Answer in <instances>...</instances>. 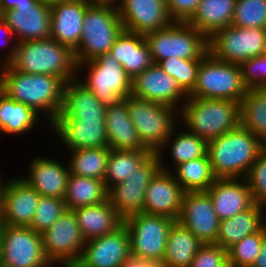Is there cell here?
Listing matches in <instances>:
<instances>
[{
  "mask_svg": "<svg viewBox=\"0 0 266 267\" xmlns=\"http://www.w3.org/2000/svg\"><path fill=\"white\" fill-rule=\"evenodd\" d=\"M64 86L65 82L60 77L22 73L10 64L0 66V90L37 114H44L42 118L46 119L48 127L61 111Z\"/></svg>",
  "mask_w": 266,
  "mask_h": 267,
  "instance_id": "6da1fadb",
  "label": "cell"
},
{
  "mask_svg": "<svg viewBox=\"0 0 266 267\" xmlns=\"http://www.w3.org/2000/svg\"><path fill=\"white\" fill-rule=\"evenodd\" d=\"M266 145L241 125L208 142L207 154L216 178H245Z\"/></svg>",
  "mask_w": 266,
  "mask_h": 267,
  "instance_id": "7a4b0ae2",
  "label": "cell"
},
{
  "mask_svg": "<svg viewBox=\"0 0 266 267\" xmlns=\"http://www.w3.org/2000/svg\"><path fill=\"white\" fill-rule=\"evenodd\" d=\"M16 71L60 77L65 83L77 78L75 51L52 38L19 42L9 63Z\"/></svg>",
  "mask_w": 266,
  "mask_h": 267,
  "instance_id": "3957f363",
  "label": "cell"
},
{
  "mask_svg": "<svg viewBox=\"0 0 266 267\" xmlns=\"http://www.w3.org/2000/svg\"><path fill=\"white\" fill-rule=\"evenodd\" d=\"M179 117L186 130L209 142L240 126V103L187 97Z\"/></svg>",
  "mask_w": 266,
  "mask_h": 267,
  "instance_id": "277c9868",
  "label": "cell"
},
{
  "mask_svg": "<svg viewBox=\"0 0 266 267\" xmlns=\"http://www.w3.org/2000/svg\"><path fill=\"white\" fill-rule=\"evenodd\" d=\"M82 38L74 50L77 63H83L110 53L123 23L115 4L91 3L82 24Z\"/></svg>",
  "mask_w": 266,
  "mask_h": 267,
  "instance_id": "5b68a950",
  "label": "cell"
},
{
  "mask_svg": "<svg viewBox=\"0 0 266 267\" xmlns=\"http://www.w3.org/2000/svg\"><path fill=\"white\" fill-rule=\"evenodd\" d=\"M77 71V80L106 107L118 105L131 96L132 79L110 53L79 63ZM82 71H86L87 77L80 78Z\"/></svg>",
  "mask_w": 266,
  "mask_h": 267,
  "instance_id": "8992f818",
  "label": "cell"
},
{
  "mask_svg": "<svg viewBox=\"0 0 266 267\" xmlns=\"http://www.w3.org/2000/svg\"><path fill=\"white\" fill-rule=\"evenodd\" d=\"M124 101L142 144L156 153L180 122L179 110L132 95Z\"/></svg>",
  "mask_w": 266,
  "mask_h": 267,
  "instance_id": "52a82bcc",
  "label": "cell"
},
{
  "mask_svg": "<svg viewBox=\"0 0 266 267\" xmlns=\"http://www.w3.org/2000/svg\"><path fill=\"white\" fill-rule=\"evenodd\" d=\"M144 37L155 64L169 57L203 59L209 53L208 38L188 22H173Z\"/></svg>",
  "mask_w": 266,
  "mask_h": 267,
  "instance_id": "ba28073f",
  "label": "cell"
},
{
  "mask_svg": "<svg viewBox=\"0 0 266 267\" xmlns=\"http://www.w3.org/2000/svg\"><path fill=\"white\" fill-rule=\"evenodd\" d=\"M246 92L239 65L217 60L208 53L200 61L196 84L188 97L240 103Z\"/></svg>",
  "mask_w": 266,
  "mask_h": 267,
  "instance_id": "9c48e42d",
  "label": "cell"
},
{
  "mask_svg": "<svg viewBox=\"0 0 266 267\" xmlns=\"http://www.w3.org/2000/svg\"><path fill=\"white\" fill-rule=\"evenodd\" d=\"M175 220L165 216L136 213L123 221L130 236L132 257L162 263L167 236Z\"/></svg>",
  "mask_w": 266,
  "mask_h": 267,
  "instance_id": "30bf717a",
  "label": "cell"
},
{
  "mask_svg": "<svg viewBox=\"0 0 266 267\" xmlns=\"http://www.w3.org/2000/svg\"><path fill=\"white\" fill-rule=\"evenodd\" d=\"M209 53L232 64L266 54V28L224 27L209 39Z\"/></svg>",
  "mask_w": 266,
  "mask_h": 267,
  "instance_id": "8fae6325",
  "label": "cell"
},
{
  "mask_svg": "<svg viewBox=\"0 0 266 267\" xmlns=\"http://www.w3.org/2000/svg\"><path fill=\"white\" fill-rule=\"evenodd\" d=\"M47 259L54 267H73L79 260L85 240L79 229L74 211H66L42 233Z\"/></svg>",
  "mask_w": 266,
  "mask_h": 267,
  "instance_id": "7c38bea8",
  "label": "cell"
},
{
  "mask_svg": "<svg viewBox=\"0 0 266 267\" xmlns=\"http://www.w3.org/2000/svg\"><path fill=\"white\" fill-rule=\"evenodd\" d=\"M0 263L7 267H54L44 253L41 233L10 225H5Z\"/></svg>",
  "mask_w": 266,
  "mask_h": 267,
  "instance_id": "4fadbf2b",
  "label": "cell"
},
{
  "mask_svg": "<svg viewBox=\"0 0 266 267\" xmlns=\"http://www.w3.org/2000/svg\"><path fill=\"white\" fill-rule=\"evenodd\" d=\"M160 169L158 156L152 153L126 181L108 189V200L123 219L143 212L146 189Z\"/></svg>",
  "mask_w": 266,
  "mask_h": 267,
  "instance_id": "5bb4252c",
  "label": "cell"
},
{
  "mask_svg": "<svg viewBox=\"0 0 266 267\" xmlns=\"http://www.w3.org/2000/svg\"><path fill=\"white\" fill-rule=\"evenodd\" d=\"M131 256L130 236L123 223L114 232L85 241L73 267H120Z\"/></svg>",
  "mask_w": 266,
  "mask_h": 267,
  "instance_id": "9a60e30c",
  "label": "cell"
},
{
  "mask_svg": "<svg viewBox=\"0 0 266 267\" xmlns=\"http://www.w3.org/2000/svg\"><path fill=\"white\" fill-rule=\"evenodd\" d=\"M203 244H215L220 220L206 191L185 192L177 220Z\"/></svg>",
  "mask_w": 266,
  "mask_h": 267,
  "instance_id": "2e32d148",
  "label": "cell"
},
{
  "mask_svg": "<svg viewBox=\"0 0 266 267\" xmlns=\"http://www.w3.org/2000/svg\"><path fill=\"white\" fill-rule=\"evenodd\" d=\"M0 16L12 29L17 43L50 38V5L41 0H27Z\"/></svg>",
  "mask_w": 266,
  "mask_h": 267,
  "instance_id": "e0dca14e",
  "label": "cell"
},
{
  "mask_svg": "<svg viewBox=\"0 0 266 267\" xmlns=\"http://www.w3.org/2000/svg\"><path fill=\"white\" fill-rule=\"evenodd\" d=\"M123 28L146 35L170 26L166 0H119L116 4Z\"/></svg>",
  "mask_w": 266,
  "mask_h": 267,
  "instance_id": "ac0fdd59",
  "label": "cell"
},
{
  "mask_svg": "<svg viewBox=\"0 0 266 267\" xmlns=\"http://www.w3.org/2000/svg\"><path fill=\"white\" fill-rule=\"evenodd\" d=\"M131 95L165 104L177 110H180L188 97L176 80L155 63L132 79Z\"/></svg>",
  "mask_w": 266,
  "mask_h": 267,
  "instance_id": "d6986e66",
  "label": "cell"
},
{
  "mask_svg": "<svg viewBox=\"0 0 266 267\" xmlns=\"http://www.w3.org/2000/svg\"><path fill=\"white\" fill-rule=\"evenodd\" d=\"M49 127L67 151L108 146L104 119H55Z\"/></svg>",
  "mask_w": 266,
  "mask_h": 267,
  "instance_id": "ffe728a7",
  "label": "cell"
},
{
  "mask_svg": "<svg viewBox=\"0 0 266 267\" xmlns=\"http://www.w3.org/2000/svg\"><path fill=\"white\" fill-rule=\"evenodd\" d=\"M184 193L173 173L160 169L146 189L143 212L177 221Z\"/></svg>",
  "mask_w": 266,
  "mask_h": 267,
  "instance_id": "44dd1931",
  "label": "cell"
},
{
  "mask_svg": "<svg viewBox=\"0 0 266 267\" xmlns=\"http://www.w3.org/2000/svg\"><path fill=\"white\" fill-rule=\"evenodd\" d=\"M16 177L5 184L1 219L5 225L30 227L40 195L20 176Z\"/></svg>",
  "mask_w": 266,
  "mask_h": 267,
  "instance_id": "7402d4cb",
  "label": "cell"
},
{
  "mask_svg": "<svg viewBox=\"0 0 266 267\" xmlns=\"http://www.w3.org/2000/svg\"><path fill=\"white\" fill-rule=\"evenodd\" d=\"M39 155L28 164V174L21 176L40 196L64 199L70 176L68 163ZM66 166V167H65ZM28 175V176H27Z\"/></svg>",
  "mask_w": 266,
  "mask_h": 267,
  "instance_id": "603a6c76",
  "label": "cell"
},
{
  "mask_svg": "<svg viewBox=\"0 0 266 267\" xmlns=\"http://www.w3.org/2000/svg\"><path fill=\"white\" fill-rule=\"evenodd\" d=\"M90 4L88 0H70L50 5V38L75 50L82 38V24Z\"/></svg>",
  "mask_w": 266,
  "mask_h": 267,
  "instance_id": "cb8c5ba5",
  "label": "cell"
},
{
  "mask_svg": "<svg viewBox=\"0 0 266 267\" xmlns=\"http://www.w3.org/2000/svg\"><path fill=\"white\" fill-rule=\"evenodd\" d=\"M206 192L219 220L232 218L255 203L245 178H217Z\"/></svg>",
  "mask_w": 266,
  "mask_h": 267,
  "instance_id": "d4e9b609",
  "label": "cell"
},
{
  "mask_svg": "<svg viewBox=\"0 0 266 267\" xmlns=\"http://www.w3.org/2000/svg\"><path fill=\"white\" fill-rule=\"evenodd\" d=\"M110 54L117 59L131 79L153 64L144 35L125 29L117 36Z\"/></svg>",
  "mask_w": 266,
  "mask_h": 267,
  "instance_id": "484cf974",
  "label": "cell"
},
{
  "mask_svg": "<svg viewBox=\"0 0 266 267\" xmlns=\"http://www.w3.org/2000/svg\"><path fill=\"white\" fill-rule=\"evenodd\" d=\"M106 106L77 78L65 83L63 105L56 119H105Z\"/></svg>",
  "mask_w": 266,
  "mask_h": 267,
  "instance_id": "4316f807",
  "label": "cell"
},
{
  "mask_svg": "<svg viewBox=\"0 0 266 267\" xmlns=\"http://www.w3.org/2000/svg\"><path fill=\"white\" fill-rule=\"evenodd\" d=\"M104 121L110 149L149 150L139 139L125 101L118 105L106 107Z\"/></svg>",
  "mask_w": 266,
  "mask_h": 267,
  "instance_id": "83f0119b",
  "label": "cell"
},
{
  "mask_svg": "<svg viewBox=\"0 0 266 267\" xmlns=\"http://www.w3.org/2000/svg\"><path fill=\"white\" fill-rule=\"evenodd\" d=\"M73 211L85 241L114 232L124 221L108 199L100 204L79 207Z\"/></svg>",
  "mask_w": 266,
  "mask_h": 267,
  "instance_id": "f1b7e54d",
  "label": "cell"
},
{
  "mask_svg": "<svg viewBox=\"0 0 266 267\" xmlns=\"http://www.w3.org/2000/svg\"><path fill=\"white\" fill-rule=\"evenodd\" d=\"M263 206L255 202L251 207L232 218L220 220L215 245L228 251L244 237L259 232L262 229Z\"/></svg>",
  "mask_w": 266,
  "mask_h": 267,
  "instance_id": "f546056e",
  "label": "cell"
},
{
  "mask_svg": "<svg viewBox=\"0 0 266 267\" xmlns=\"http://www.w3.org/2000/svg\"><path fill=\"white\" fill-rule=\"evenodd\" d=\"M161 170L171 171L185 192L207 191L217 179L213 173L208 154L176 167H166L163 156H158ZM164 164V165H163ZM170 168V169H169ZM173 169V170H172Z\"/></svg>",
  "mask_w": 266,
  "mask_h": 267,
  "instance_id": "4dcf8cb0",
  "label": "cell"
},
{
  "mask_svg": "<svg viewBox=\"0 0 266 267\" xmlns=\"http://www.w3.org/2000/svg\"><path fill=\"white\" fill-rule=\"evenodd\" d=\"M203 245L189 229L175 221L168 232L162 264L167 267H189Z\"/></svg>",
  "mask_w": 266,
  "mask_h": 267,
  "instance_id": "1f68e13d",
  "label": "cell"
},
{
  "mask_svg": "<svg viewBox=\"0 0 266 267\" xmlns=\"http://www.w3.org/2000/svg\"><path fill=\"white\" fill-rule=\"evenodd\" d=\"M237 0H201L188 21L208 39L218 30L232 25Z\"/></svg>",
  "mask_w": 266,
  "mask_h": 267,
  "instance_id": "d6a6232c",
  "label": "cell"
},
{
  "mask_svg": "<svg viewBox=\"0 0 266 267\" xmlns=\"http://www.w3.org/2000/svg\"><path fill=\"white\" fill-rule=\"evenodd\" d=\"M32 108L16 102L0 90V135H23L30 133L39 120ZM35 125V126H34ZM1 139V138H0Z\"/></svg>",
  "mask_w": 266,
  "mask_h": 267,
  "instance_id": "836d02e7",
  "label": "cell"
},
{
  "mask_svg": "<svg viewBox=\"0 0 266 267\" xmlns=\"http://www.w3.org/2000/svg\"><path fill=\"white\" fill-rule=\"evenodd\" d=\"M177 126L172 131L171 135L166 139L165 143L156 152L157 156H164L169 150L173 166H177L183 162L204 157L207 155L208 142L205 139L185 130L178 131ZM168 148V149H167ZM163 151L165 153H163Z\"/></svg>",
  "mask_w": 266,
  "mask_h": 267,
  "instance_id": "e575fe53",
  "label": "cell"
},
{
  "mask_svg": "<svg viewBox=\"0 0 266 267\" xmlns=\"http://www.w3.org/2000/svg\"><path fill=\"white\" fill-rule=\"evenodd\" d=\"M108 199L104 180L86 178L70 173L64 201L67 209L100 204Z\"/></svg>",
  "mask_w": 266,
  "mask_h": 267,
  "instance_id": "d590c367",
  "label": "cell"
},
{
  "mask_svg": "<svg viewBox=\"0 0 266 267\" xmlns=\"http://www.w3.org/2000/svg\"><path fill=\"white\" fill-rule=\"evenodd\" d=\"M240 125L266 145V88L250 89L240 102Z\"/></svg>",
  "mask_w": 266,
  "mask_h": 267,
  "instance_id": "8d00e7d4",
  "label": "cell"
},
{
  "mask_svg": "<svg viewBox=\"0 0 266 267\" xmlns=\"http://www.w3.org/2000/svg\"><path fill=\"white\" fill-rule=\"evenodd\" d=\"M151 154L150 150L110 149L104 178L106 189L126 181Z\"/></svg>",
  "mask_w": 266,
  "mask_h": 267,
  "instance_id": "74e56055",
  "label": "cell"
},
{
  "mask_svg": "<svg viewBox=\"0 0 266 267\" xmlns=\"http://www.w3.org/2000/svg\"><path fill=\"white\" fill-rule=\"evenodd\" d=\"M69 154L71 157L68 166L71 174L104 180L110 154L108 146L72 150Z\"/></svg>",
  "mask_w": 266,
  "mask_h": 267,
  "instance_id": "f35d334b",
  "label": "cell"
},
{
  "mask_svg": "<svg viewBox=\"0 0 266 267\" xmlns=\"http://www.w3.org/2000/svg\"><path fill=\"white\" fill-rule=\"evenodd\" d=\"M202 59H182L169 57L160 60V68L173 77L181 90L188 96L195 87L197 72Z\"/></svg>",
  "mask_w": 266,
  "mask_h": 267,
  "instance_id": "ab89813d",
  "label": "cell"
},
{
  "mask_svg": "<svg viewBox=\"0 0 266 267\" xmlns=\"http://www.w3.org/2000/svg\"><path fill=\"white\" fill-rule=\"evenodd\" d=\"M264 232H259L244 237L233 245L228 252V265L234 267H251L258 257L264 239Z\"/></svg>",
  "mask_w": 266,
  "mask_h": 267,
  "instance_id": "60d3db41",
  "label": "cell"
},
{
  "mask_svg": "<svg viewBox=\"0 0 266 267\" xmlns=\"http://www.w3.org/2000/svg\"><path fill=\"white\" fill-rule=\"evenodd\" d=\"M232 26L266 28V0H237Z\"/></svg>",
  "mask_w": 266,
  "mask_h": 267,
  "instance_id": "b9f144b4",
  "label": "cell"
},
{
  "mask_svg": "<svg viewBox=\"0 0 266 267\" xmlns=\"http://www.w3.org/2000/svg\"><path fill=\"white\" fill-rule=\"evenodd\" d=\"M66 209L64 199L40 196L30 228L42 234L55 223Z\"/></svg>",
  "mask_w": 266,
  "mask_h": 267,
  "instance_id": "7bdbcfd3",
  "label": "cell"
},
{
  "mask_svg": "<svg viewBox=\"0 0 266 267\" xmlns=\"http://www.w3.org/2000/svg\"><path fill=\"white\" fill-rule=\"evenodd\" d=\"M239 67L247 90L266 88V54L243 61Z\"/></svg>",
  "mask_w": 266,
  "mask_h": 267,
  "instance_id": "ee69618b",
  "label": "cell"
},
{
  "mask_svg": "<svg viewBox=\"0 0 266 267\" xmlns=\"http://www.w3.org/2000/svg\"><path fill=\"white\" fill-rule=\"evenodd\" d=\"M245 180L256 203L266 205V146L249 169Z\"/></svg>",
  "mask_w": 266,
  "mask_h": 267,
  "instance_id": "f6af8a7d",
  "label": "cell"
},
{
  "mask_svg": "<svg viewBox=\"0 0 266 267\" xmlns=\"http://www.w3.org/2000/svg\"><path fill=\"white\" fill-rule=\"evenodd\" d=\"M228 252L215 244H204L197 252L189 267H227Z\"/></svg>",
  "mask_w": 266,
  "mask_h": 267,
  "instance_id": "bcb514c9",
  "label": "cell"
},
{
  "mask_svg": "<svg viewBox=\"0 0 266 267\" xmlns=\"http://www.w3.org/2000/svg\"><path fill=\"white\" fill-rule=\"evenodd\" d=\"M201 0H166L170 18L174 22H188L196 13Z\"/></svg>",
  "mask_w": 266,
  "mask_h": 267,
  "instance_id": "7dc6e473",
  "label": "cell"
},
{
  "mask_svg": "<svg viewBox=\"0 0 266 267\" xmlns=\"http://www.w3.org/2000/svg\"><path fill=\"white\" fill-rule=\"evenodd\" d=\"M2 45L4 47H8V48L10 47V48L8 51H6V53L4 52L5 55L2 56L3 58L0 56L1 57L0 66L9 64L14 59L15 54H16V46H17V41L12 32V29L6 24V22L0 16V46Z\"/></svg>",
  "mask_w": 266,
  "mask_h": 267,
  "instance_id": "c3c4849f",
  "label": "cell"
},
{
  "mask_svg": "<svg viewBox=\"0 0 266 267\" xmlns=\"http://www.w3.org/2000/svg\"><path fill=\"white\" fill-rule=\"evenodd\" d=\"M27 0H1L0 1V15L10 9H15L23 5Z\"/></svg>",
  "mask_w": 266,
  "mask_h": 267,
  "instance_id": "681fc988",
  "label": "cell"
},
{
  "mask_svg": "<svg viewBox=\"0 0 266 267\" xmlns=\"http://www.w3.org/2000/svg\"><path fill=\"white\" fill-rule=\"evenodd\" d=\"M251 267H266V235L264 236L260 253Z\"/></svg>",
  "mask_w": 266,
  "mask_h": 267,
  "instance_id": "f907efd6",
  "label": "cell"
},
{
  "mask_svg": "<svg viewBox=\"0 0 266 267\" xmlns=\"http://www.w3.org/2000/svg\"><path fill=\"white\" fill-rule=\"evenodd\" d=\"M120 267H147V260L130 257Z\"/></svg>",
  "mask_w": 266,
  "mask_h": 267,
  "instance_id": "816d5d0a",
  "label": "cell"
},
{
  "mask_svg": "<svg viewBox=\"0 0 266 267\" xmlns=\"http://www.w3.org/2000/svg\"><path fill=\"white\" fill-rule=\"evenodd\" d=\"M262 229L264 235H266V205L263 206V211H262Z\"/></svg>",
  "mask_w": 266,
  "mask_h": 267,
  "instance_id": "f5cc1de1",
  "label": "cell"
},
{
  "mask_svg": "<svg viewBox=\"0 0 266 267\" xmlns=\"http://www.w3.org/2000/svg\"><path fill=\"white\" fill-rule=\"evenodd\" d=\"M91 3H108V4H117L119 0H88Z\"/></svg>",
  "mask_w": 266,
  "mask_h": 267,
  "instance_id": "db71d44e",
  "label": "cell"
},
{
  "mask_svg": "<svg viewBox=\"0 0 266 267\" xmlns=\"http://www.w3.org/2000/svg\"><path fill=\"white\" fill-rule=\"evenodd\" d=\"M4 230H5V224L3 223L2 219H0V253H1Z\"/></svg>",
  "mask_w": 266,
  "mask_h": 267,
  "instance_id": "11a10c76",
  "label": "cell"
},
{
  "mask_svg": "<svg viewBox=\"0 0 266 267\" xmlns=\"http://www.w3.org/2000/svg\"><path fill=\"white\" fill-rule=\"evenodd\" d=\"M147 267H167V266L163 265L162 263H157L154 261L147 260Z\"/></svg>",
  "mask_w": 266,
  "mask_h": 267,
  "instance_id": "9f6ffc18",
  "label": "cell"
},
{
  "mask_svg": "<svg viewBox=\"0 0 266 267\" xmlns=\"http://www.w3.org/2000/svg\"><path fill=\"white\" fill-rule=\"evenodd\" d=\"M41 1L48 4V5H52L54 3L66 2V1H70V0H41Z\"/></svg>",
  "mask_w": 266,
  "mask_h": 267,
  "instance_id": "6f0895ef",
  "label": "cell"
},
{
  "mask_svg": "<svg viewBox=\"0 0 266 267\" xmlns=\"http://www.w3.org/2000/svg\"><path fill=\"white\" fill-rule=\"evenodd\" d=\"M5 185H0V219H1V207H2V198Z\"/></svg>",
  "mask_w": 266,
  "mask_h": 267,
  "instance_id": "680465c9",
  "label": "cell"
},
{
  "mask_svg": "<svg viewBox=\"0 0 266 267\" xmlns=\"http://www.w3.org/2000/svg\"><path fill=\"white\" fill-rule=\"evenodd\" d=\"M0 172H1V170H0ZM1 175H4V174L0 173V185H5L6 182H7V180L4 179V177H2ZM1 177L3 178L4 181H2V178Z\"/></svg>",
  "mask_w": 266,
  "mask_h": 267,
  "instance_id": "91938a15",
  "label": "cell"
}]
</instances>
